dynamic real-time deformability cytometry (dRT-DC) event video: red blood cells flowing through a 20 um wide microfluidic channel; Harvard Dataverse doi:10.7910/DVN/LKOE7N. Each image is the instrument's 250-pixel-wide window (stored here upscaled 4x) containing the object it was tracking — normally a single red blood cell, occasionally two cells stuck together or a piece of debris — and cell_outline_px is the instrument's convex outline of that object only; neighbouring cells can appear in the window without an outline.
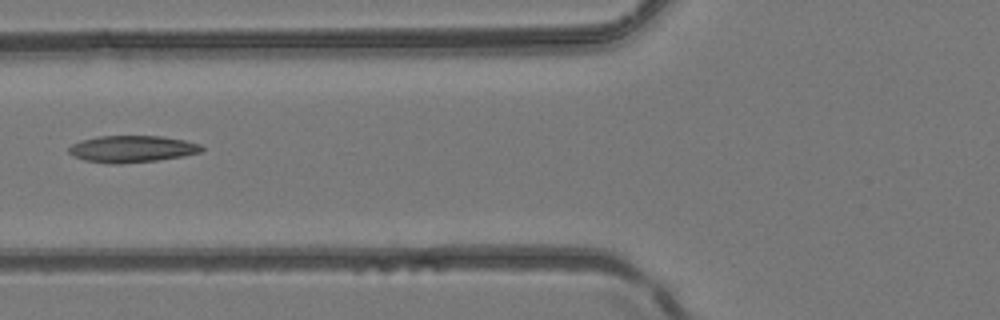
{"species": "common noctule bat (a hibernating species)", "species_latin": "Nyctalus noctula", "temperature_condition": "room temperature", "stored_images_in_passage": 2, "camera_frame_rate_fps": 3000, "um_per_image_px": 0.085, "animal": {"sex": "female", "body_mass_g": 24.6, "forearm_length_mm": 56.2}, "frame": {"image": 1, "passage_image": 2, "time_ms": 0.333, "image_size_px": [1000, 320], "cell_outline_px": [[204, 148], [200, 152], [184, 156], [156, 160], [120, 164], [108, 164], [84, 160], [68, 152], [68, 148], [72, 144], [80, 140], [100, 136], [160, 136], [184, 140], [200, 144]], "centroid_in_image_um": [11.21, 12.66], "position_along_channel_um": 114.6, "area_um2": 20.69}}